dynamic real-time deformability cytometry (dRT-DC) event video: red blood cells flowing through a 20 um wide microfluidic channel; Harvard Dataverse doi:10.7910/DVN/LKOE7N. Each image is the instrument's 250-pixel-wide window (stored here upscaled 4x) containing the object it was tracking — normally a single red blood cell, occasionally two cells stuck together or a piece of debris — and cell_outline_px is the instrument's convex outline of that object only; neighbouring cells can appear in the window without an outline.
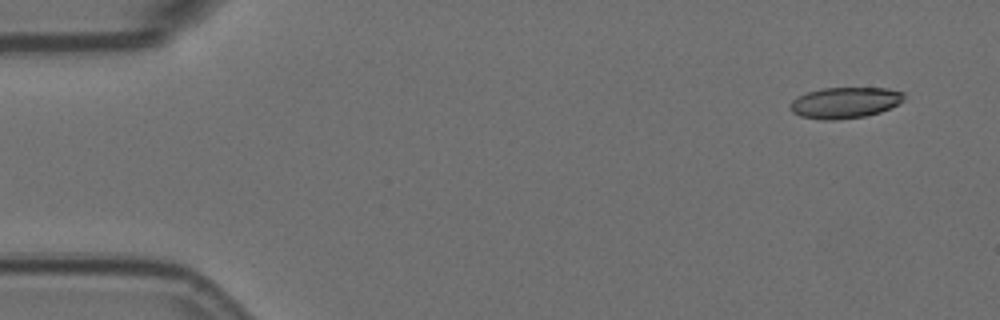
{"species": "Egyptian fruit bat (a non-hibernating species)", "species_latin": "Rousettus aegyptiacus", "temperature_condition": "room temperature", "stored_images_in_passage": 4, "camera_frame_rate_fps": 3000, "um_per_image_px": 0.085, "animal": {"sex": "female"}, "frame": {"image": 1, "passage_image": 1, "time_ms": 0.0, "image_size_px": [1000, 320], "cell_outline_px": [[904, 100], [880, 112], [864, 116], [836, 120], [820, 120], [800, 116], [792, 112], [792, 100], [808, 92], [820, 88], [888, 88], [904, 92]], "centroid_in_image_um": [71.83, 8.72], "position_along_channel_um": 13.2, "area_um2": 20.4}}
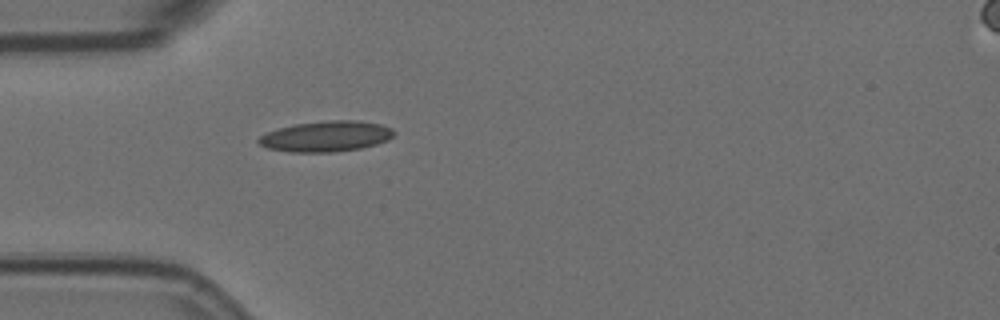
{"frame": {"image": 2, "passage_image": 4, "time_ms": 1.0, "image_size_px": [1000, 320], "cell_outline_px": [[396, 132], [388, 140], [376, 144], [360, 148], [332, 152], [288, 152], [268, 148], [260, 144], [256, 140], [260, 136], [268, 132], [292, 124], [328, 120], [352, 120], [380, 124], [392, 128]], "centroid_in_image_um": [27.71, 11.58], "position_along_channel_um": 57.3, "area_um2": 24.1}}